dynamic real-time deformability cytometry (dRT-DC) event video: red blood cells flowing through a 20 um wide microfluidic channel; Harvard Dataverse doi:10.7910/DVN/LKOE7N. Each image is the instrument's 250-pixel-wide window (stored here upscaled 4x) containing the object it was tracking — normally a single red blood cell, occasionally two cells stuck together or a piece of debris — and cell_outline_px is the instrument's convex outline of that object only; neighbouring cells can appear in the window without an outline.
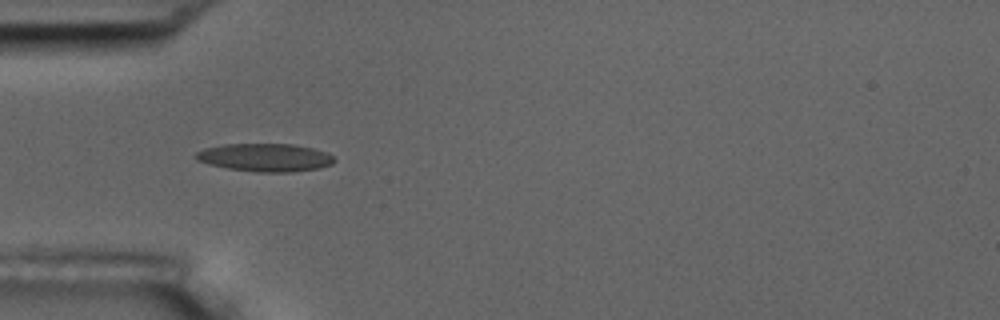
{"species": "common noctule bat (a hibernating species)", "species_latin": "Nyctalus noctula", "temperature_condition": "room temperature", "stored_images_in_passage": 7, "camera_frame_rate_fps": 3000, "um_per_image_px": 0.085, "animal": {"sex": "male", "body_mass_g": 17.5, "forearm_length_mm": 52.3}, "frame": {"image": 1, "passage_image": 6, "time_ms": 1.667, "image_size_px": [1000, 320], "cell_outline_px": [[336, 160], [332, 164], [316, 168], [292, 172], [260, 172], [228, 168], [208, 164], [196, 160], [192, 156], [196, 152], [204, 148], [224, 144], [296, 144], [328, 152]], "centroid_in_image_um": [22.51, 13.38], "position_along_channel_um": 62.5, "area_um2": 22.66}}